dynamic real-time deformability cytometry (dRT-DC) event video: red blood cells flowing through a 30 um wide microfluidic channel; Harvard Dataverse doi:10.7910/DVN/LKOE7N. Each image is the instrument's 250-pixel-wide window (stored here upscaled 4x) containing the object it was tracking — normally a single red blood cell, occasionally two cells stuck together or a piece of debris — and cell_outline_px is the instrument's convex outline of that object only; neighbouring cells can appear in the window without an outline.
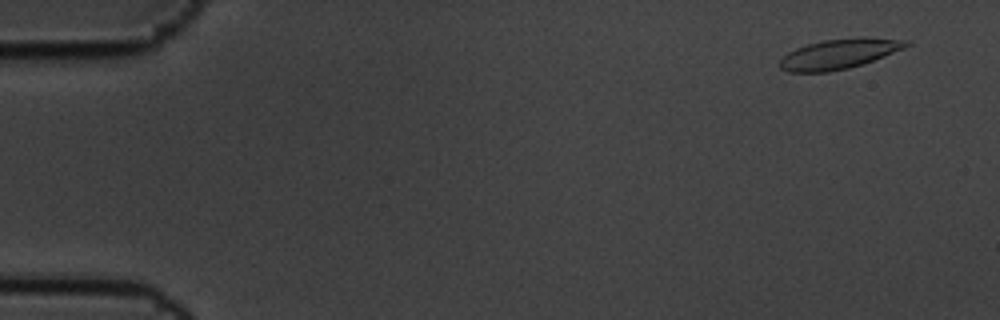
{"species": "common noctule bat (a hibernating species)", "species_latin": "Nyctalus noctula", "temperature_condition": "cold", "stored_images_in_passage": 15, "camera_frame_rate_fps": 3000, "um_per_image_px": 0.085, "animal": {"sex": "male", "body_mass_g": 19.5, "forearm_length_mm": 54.6}, "frame": {"image": 1, "passage_image": 1, "time_ms": 0.0, "image_size_px": [1000, 320], "cell_outline_px": [[912, 44], [904, 48], [884, 56], [848, 68], [828, 72], [788, 72], [780, 68], [780, 60], [788, 52], [796, 48], [808, 44], [824, 40], [864, 36], [908, 40]], "centroid_in_image_um": [71.34, 4.56], "position_along_channel_um": 13.7, "area_um2": 22.02}}
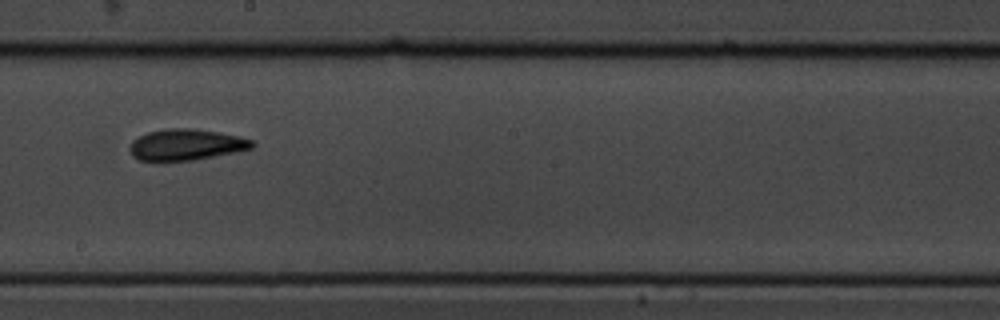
{"frame": {"image": 2, "passage_image": 9, "time_ms": 2.667, "image_size_px": [1000, 320], "cell_outline_px": [[256, 144], [252, 148], [192, 160], [140, 160], [132, 156], [128, 148], [132, 140], [148, 132], [164, 128], [192, 128], [240, 136], [252, 140]], "centroid_in_image_um": [15.79, 12.28], "position_along_channel_um": 232.4, "area_um2": 21.96}}
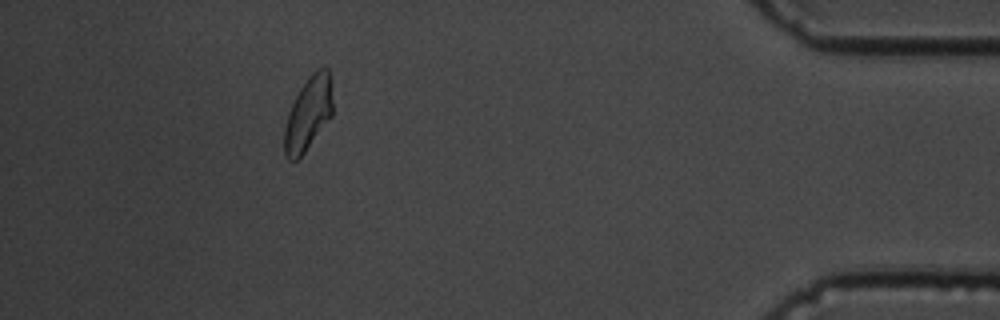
{"frame": {"image": 3, "passage_image": 14, "time_ms": 4.333, "image_size_px": [1000, 320], "cell_outline_px": [[332, 116], [304, 152], [296, 160], [288, 160], [284, 152], [284, 128], [288, 112], [300, 88], [308, 76], [312, 72], [324, 64], [328, 68], [332, 84]], "centroid_in_image_um": [26.21, 9.6], "position_along_channel_um": 409.0, "area_um2": 20.87}}